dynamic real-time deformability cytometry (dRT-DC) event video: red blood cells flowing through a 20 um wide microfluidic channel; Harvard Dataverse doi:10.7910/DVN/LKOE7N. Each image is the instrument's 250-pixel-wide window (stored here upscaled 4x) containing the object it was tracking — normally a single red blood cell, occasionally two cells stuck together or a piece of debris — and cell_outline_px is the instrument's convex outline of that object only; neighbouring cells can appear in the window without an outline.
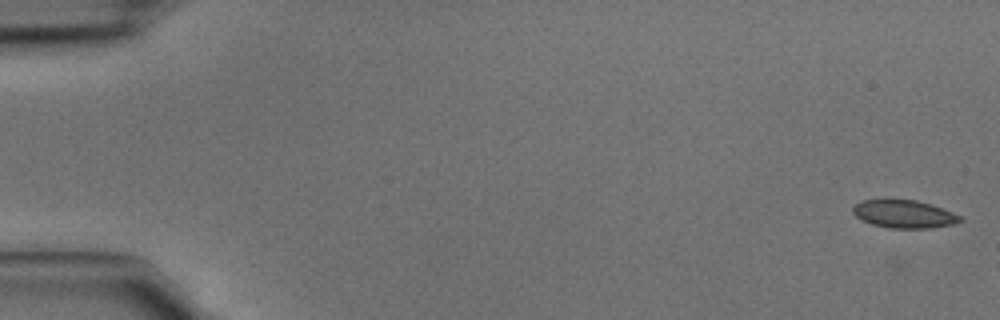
{"species": "common noctule bat (a hibernating species)", "species_latin": "Nyctalus noctula", "temperature_condition": "cold", "stored_images_in_passage": 7, "camera_frame_rate_fps": 3000, "um_per_image_px": 0.085, "animal": {"sex": "male", "body_mass_g": 15.6}, "frame": {"image": 1, "passage_image": 1, "time_ms": 0.0, "image_size_px": [1000, 320], "cell_outline_px": [[964, 220], [952, 224], [928, 228], [888, 228], [872, 224], [856, 216], [852, 212], [852, 208], [860, 200], [884, 196], [916, 200], [964, 216]], "centroid_in_image_um": [76.78, 18.14], "position_along_channel_um": 8.2, "area_um2": 18.03}}